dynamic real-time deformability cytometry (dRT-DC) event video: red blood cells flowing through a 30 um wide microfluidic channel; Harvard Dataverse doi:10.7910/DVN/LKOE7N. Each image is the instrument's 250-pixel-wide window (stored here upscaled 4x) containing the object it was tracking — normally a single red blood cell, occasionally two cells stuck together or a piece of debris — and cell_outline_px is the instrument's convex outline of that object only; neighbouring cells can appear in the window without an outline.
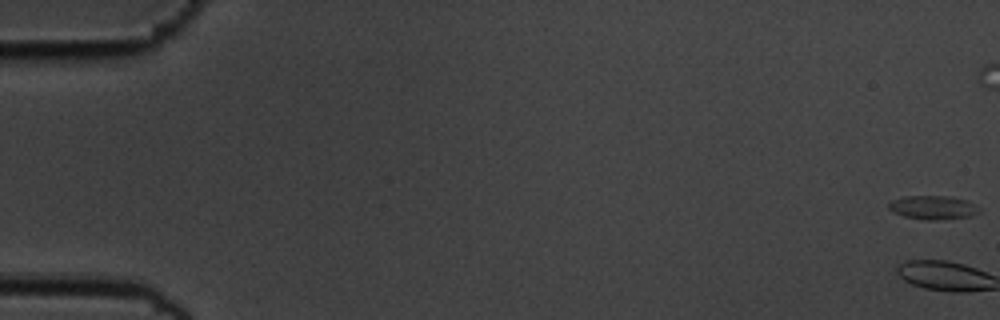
{"species": "common noctule bat (a hibernating species)", "species_latin": "Nyctalus noctula", "temperature_condition": "cold", "stored_images_in_passage": 7, "camera_frame_rate_fps": 3000, "um_per_image_px": 0.085, "animal": {"sex": "male", "body_mass_g": 19.5, "forearm_length_mm": 54.6}, "frame": {"image": 1, "passage_image": 1, "time_ms": 0.0, "image_size_px": [1000, 320], "cell_outline_px": [[980, 212], [972, 216], [936, 220], [924, 220], [904, 216], [892, 212], [888, 208], [888, 204], [892, 200], [904, 196], [948, 196], [964, 200], [980, 208]], "centroid_in_image_um": [79.27, 17.64], "position_along_channel_um": 5.7, "area_um2": 12.48}}